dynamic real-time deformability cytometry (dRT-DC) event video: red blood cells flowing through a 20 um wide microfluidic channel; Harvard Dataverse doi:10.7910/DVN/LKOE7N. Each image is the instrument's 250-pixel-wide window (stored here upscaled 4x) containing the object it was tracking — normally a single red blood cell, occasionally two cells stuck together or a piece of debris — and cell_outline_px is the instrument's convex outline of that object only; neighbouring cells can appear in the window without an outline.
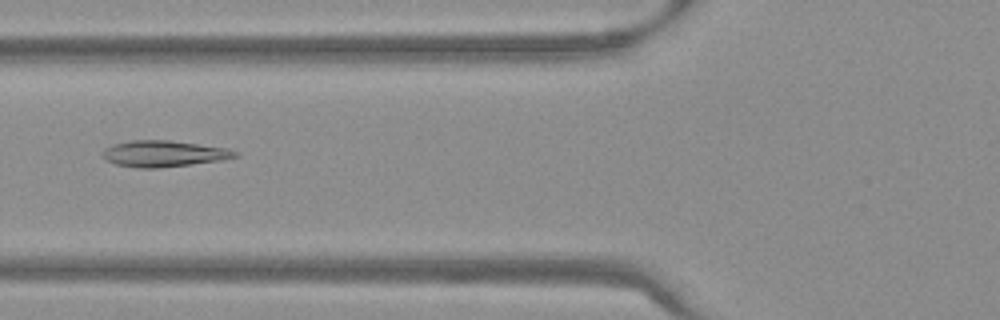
{"species": "Egyptian fruit bat (a non-hibernating species)", "species_latin": "Rousettus aegyptiacus", "temperature_condition": "warm", "stored_images_in_passage": 44, "camera_frame_rate_fps": 3000, "um_per_image_px": 0.085, "frame": {"image": 1, "passage_image": 11, "time_ms": 3.333, "image_size_px": [1000, 320], "cell_outline_px": [[240, 156], [224, 160], [156, 168], [140, 168], [116, 164], [104, 160], [104, 148], [112, 144], [132, 140], [168, 140], [228, 148], [240, 152]], "centroid_in_image_um": [13.96, 13.06], "position_along_channel_um": 111.8, "area_um2": 20.29}}
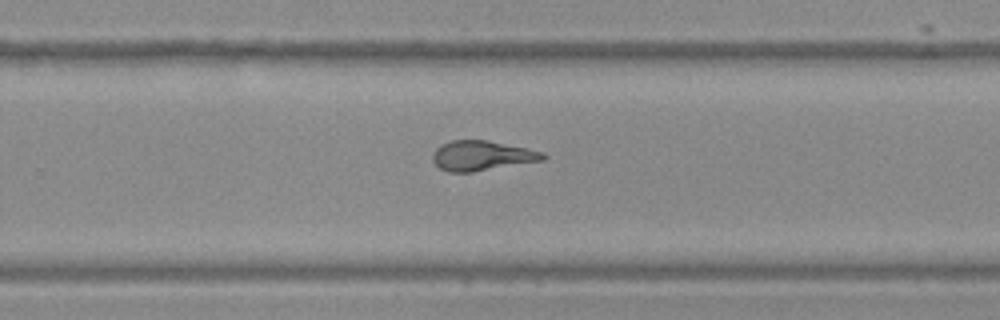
{"frame": {"image": 2, "passage_image": 25, "time_ms": 8.0, "image_size_px": [1000, 320], "cell_outline_px": [[548, 156], [544, 160], [472, 172], [448, 172], [440, 168], [432, 160], [432, 152], [440, 144], [452, 140], [488, 140], [528, 148], [544, 152]], "centroid_in_image_um": [40.96, 13.22], "position_along_channel_um": 288.8, "area_um2": 19.36}}
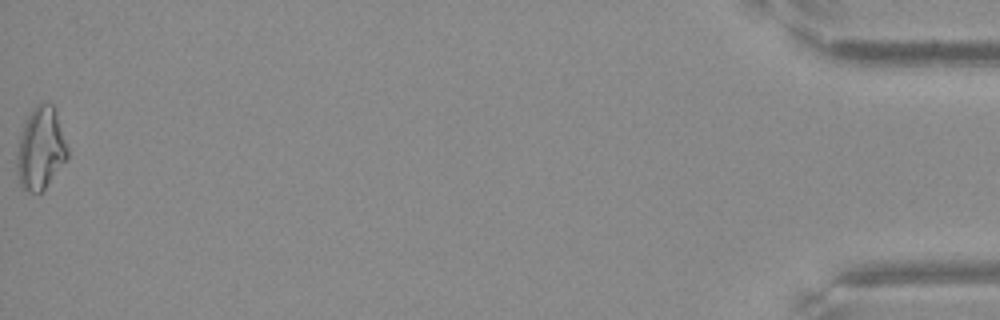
{"frame": {"image": 3, "passage_image": 44, "time_ms": 14.333, "image_size_px": [1000, 320], "cell_outline_px": [[68, 156], [44, 188], [40, 192], [28, 192], [20, 188], [16, 164], [16, 160], [20, 140], [24, 124], [32, 108], [36, 104], [52, 104], [56, 108], [68, 148]], "centroid_in_image_um": [3.45, 12.61], "position_along_channel_um": 431.7, "area_um2": 23.93}, "authors_computed_cell_mechanics": {"area_um2": 19.7676, "velocity_mm_per_s": 3.7892, "shape_relaxation_time_tau1_ms": null, "shape_relaxation_time_tau2_ms": 1.2236, "deformation_change_tau1": null, "deformation_change_tau2": 0.0956}}